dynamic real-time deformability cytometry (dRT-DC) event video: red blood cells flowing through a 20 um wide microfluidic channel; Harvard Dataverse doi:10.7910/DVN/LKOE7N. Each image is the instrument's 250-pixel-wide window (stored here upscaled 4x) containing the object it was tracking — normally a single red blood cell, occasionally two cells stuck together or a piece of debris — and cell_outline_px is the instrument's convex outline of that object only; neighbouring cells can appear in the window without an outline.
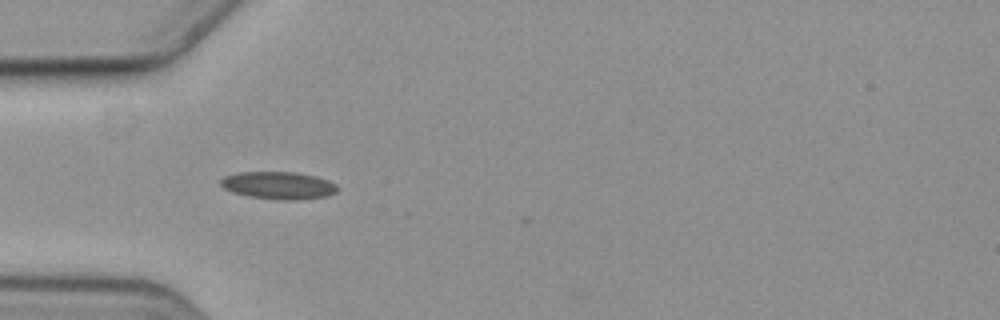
{"species": "common noctule bat (a hibernating species)", "species_latin": "Nyctalus noctula", "temperature_condition": "cold", "stored_images_in_passage": 6, "camera_frame_rate_fps": 3000, "um_per_image_px": 0.085, "animal": {"sex": "female", "body_mass_g": 19.3, "forearm_length_mm": 54.1}, "frame": {"image": 1, "passage_image": 3, "time_ms": 0.667, "image_size_px": [1000, 320], "cell_outline_px": [[336, 192], [324, 196], [296, 200], [280, 200], [248, 196], [232, 192], [224, 188], [220, 184], [220, 180], [224, 176], [236, 172], [296, 172], [316, 176], [328, 180], [336, 184]], "centroid_in_image_um": [23.63, 15.75], "position_along_channel_um": 61.4, "area_um2": 18.67}}